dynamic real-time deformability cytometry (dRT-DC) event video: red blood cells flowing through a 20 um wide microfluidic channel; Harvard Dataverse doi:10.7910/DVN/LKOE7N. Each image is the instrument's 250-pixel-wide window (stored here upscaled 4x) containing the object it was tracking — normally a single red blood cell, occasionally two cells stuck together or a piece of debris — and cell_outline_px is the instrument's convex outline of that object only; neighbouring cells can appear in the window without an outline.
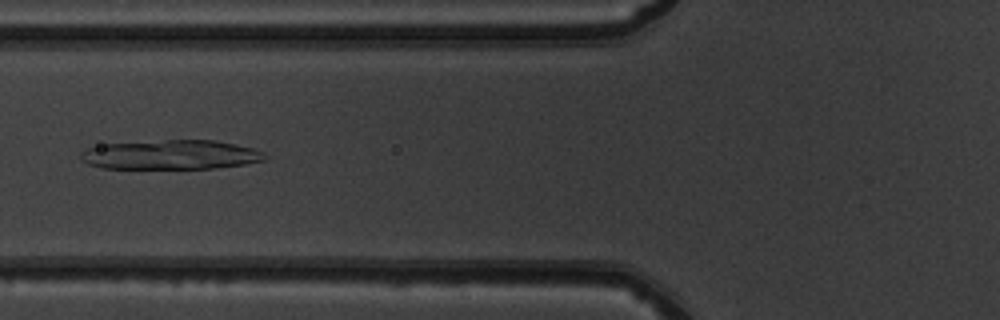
{"species": "common noctule bat (a hibernating species)", "species_latin": "Nyctalus noctula", "temperature_condition": "warm", "stored_images_in_passage": 50, "camera_frame_rate_fps": 3000, "um_per_image_px": 0.085, "animal": {"sex": "male", "body_mass_g": 19.5, "forearm_length_mm": 54.6}, "frame": {"image": 1, "passage_image": 20, "time_ms": 6.333, "image_size_px": [1000, 320], "cell_outline_px": [[268, 160], [244, 164], [216, 168], [100, 168], [88, 164], [80, 160], [80, 152], [88, 148], [100, 144], [164, 140], [216, 140], [252, 148], [264, 152], [268, 156]], "centroid_in_image_um": [14.52, 13.15], "position_along_channel_um": 111.3, "area_um2": 31.73}}
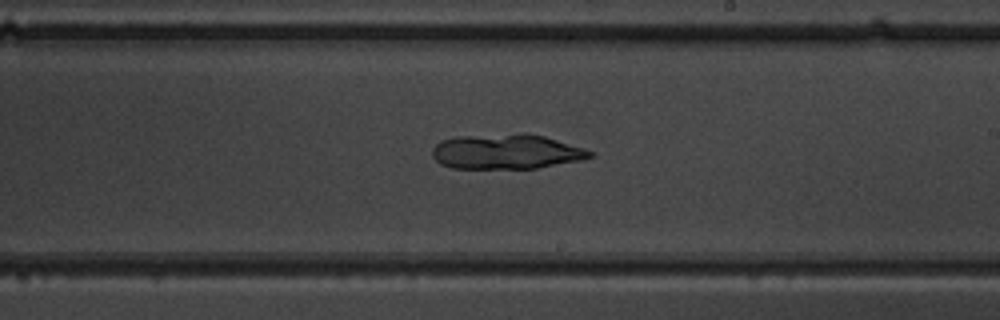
{"frame": {"image": 2, "passage_image": 30, "time_ms": 9.667, "image_size_px": [1000, 320], "cell_outline_px": [[596, 156], [580, 160], [536, 168], [452, 168], [440, 164], [432, 156], [432, 148], [440, 140], [456, 136], [520, 132], [524, 132], [544, 136], [584, 148], [592, 152]], "centroid_in_image_um": [43.01, 12.87], "position_along_channel_um": 246.0, "area_um2": 32.43}}
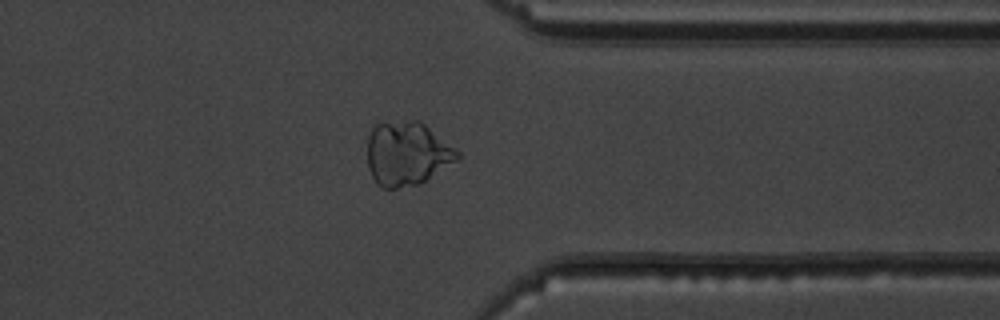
{"frame": {"image": 3, "passage_image": 40, "time_ms": 13.0, "image_size_px": [1000, 320], "cell_outline_px": [[460, 156], [456, 160], [420, 184], [396, 188], [384, 188], [376, 184], [368, 168], [368, 136], [372, 128], [376, 124], [408, 120], [420, 120], [456, 148], [460, 152]], "centroid_in_image_um": [34.59, 13.05], "position_along_channel_um": 376.8, "area_um2": 33.52}}